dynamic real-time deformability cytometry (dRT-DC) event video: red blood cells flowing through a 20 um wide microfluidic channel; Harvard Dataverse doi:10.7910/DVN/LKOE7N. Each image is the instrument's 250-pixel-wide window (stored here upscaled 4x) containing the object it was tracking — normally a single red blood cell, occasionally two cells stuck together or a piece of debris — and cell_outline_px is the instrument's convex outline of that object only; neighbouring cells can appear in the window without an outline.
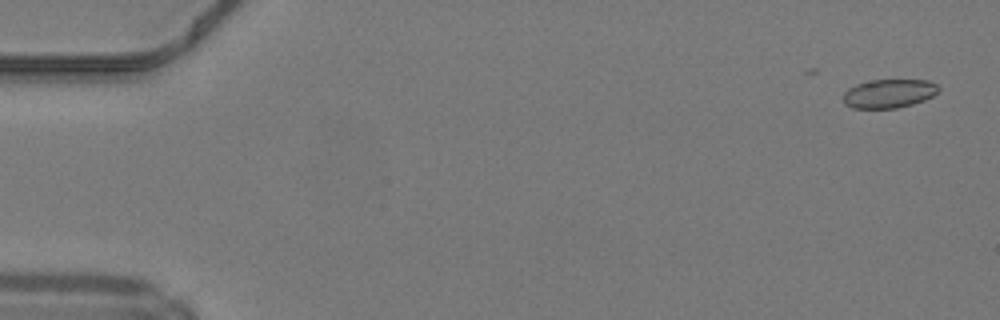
{"species": "common noctule bat (a hibernating species)", "species_latin": "Nyctalus noctula", "temperature_condition": "warm", "stored_images_in_passage": 10, "camera_frame_rate_fps": 3000, "um_per_image_px": 0.085, "animal": {"sex": "male", "body_mass_g": 19.2, "forearm_length_mm": 51.8}, "frame": {"image": 1, "passage_image": 2, "time_ms": 0.333, "image_size_px": [1000, 320], "cell_outline_px": [[940, 88], [932, 96], [924, 100], [912, 104], [896, 108], [852, 108], [844, 104], [844, 92], [848, 88], [856, 84], [872, 80], [928, 80], [936, 84]], "centroid_in_image_um": [75.54, 7.95], "position_along_channel_um": 9.5, "area_um2": 15.9}}